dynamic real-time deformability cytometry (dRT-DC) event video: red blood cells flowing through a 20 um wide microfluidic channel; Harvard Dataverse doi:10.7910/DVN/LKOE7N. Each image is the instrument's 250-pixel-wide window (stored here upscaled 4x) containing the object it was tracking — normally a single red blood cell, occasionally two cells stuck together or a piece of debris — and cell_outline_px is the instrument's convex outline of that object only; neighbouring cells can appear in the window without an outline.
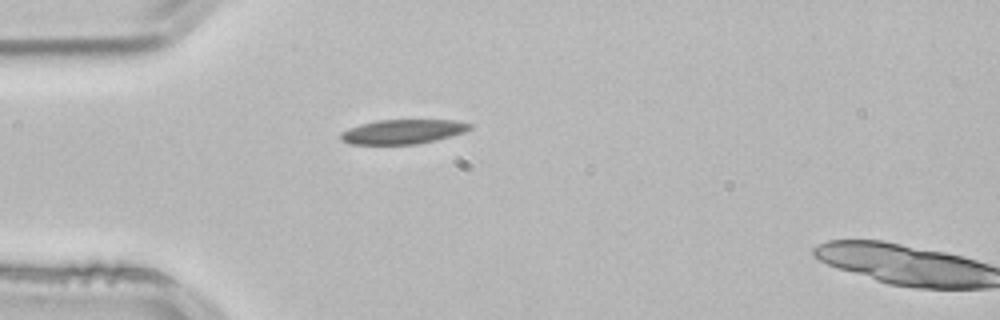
{"species": "common noctule bat (a hibernating species)", "species_latin": "Nyctalus noctula", "temperature_condition": "room temperature", "stored_images_in_passage": 2, "camera_frame_rate_fps": 3000, "um_per_image_px": 0.085, "animal": {"sex": "male", "body_mass_g": 21.5, "forearm_length_mm": 52.0}, "frame": {"image": 1, "passage_image": 1, "time_ms": 0.0, "image_size_px": [1000, 320], "cell_outline_px": [[472, 128], [464, 132], [452, 136], [436, 140], [416, 144], [352, 144], [340, 140], [340, 132], [348, 128], [360, 124], [376, 120], [452, 120], [472, 124]], "centroid_in_image_um": [34.22, 11.19], "position_along_channel_um": 50.8, "area_um2": 18.44}}